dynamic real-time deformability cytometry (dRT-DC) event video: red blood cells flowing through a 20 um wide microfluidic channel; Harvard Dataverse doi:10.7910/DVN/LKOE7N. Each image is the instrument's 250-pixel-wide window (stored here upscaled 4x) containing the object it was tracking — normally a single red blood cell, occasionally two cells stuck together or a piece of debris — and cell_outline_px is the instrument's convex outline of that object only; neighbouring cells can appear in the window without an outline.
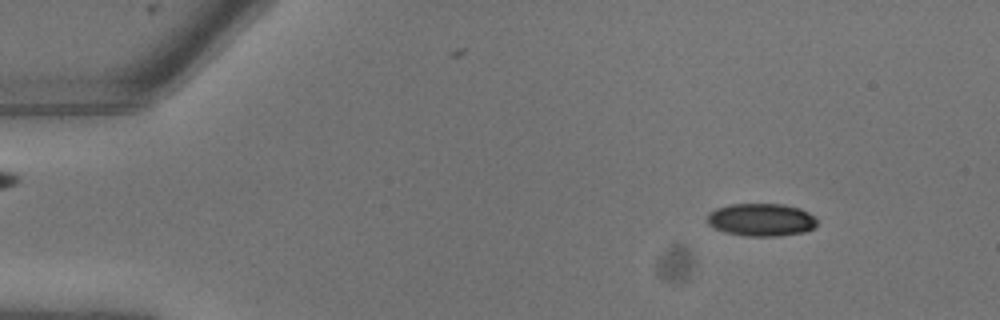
{"species": "common noctule bat (a hibernating species)", "species_latin": "Nyctalus noctula", "temperature_condition": "warm", "stored_images_in_passage": 9, "camera_frame_rate_fps": 3000, "um_per_image_px": 0.085, "animal": {"sex": "male", "body_mass_g": 13.3}, "frame": {"image": 1, "passage_image": 2, "time_ms": 0.333, "image_size_px": [1000, 320], "cell_outline_px": [[816, 224], [812, 228], [804, 232], [780, 236], [744, 236], [724, 232], [708, 224], [704, 220], [708, 212], [716, 208], [732, 204], [784, 204], [800, 208], [808, 212], [816, 220]], "centroid_in_image_um": [64.65, 18.68], "position_along_channel_um": 20.4, "area_um2": 21.1}}
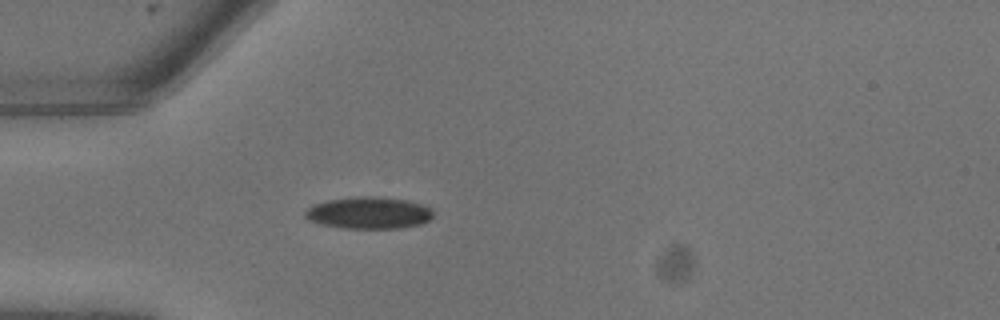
{"frame": {"image": 2, "passage_image": 6, "time_ms": 1.667, "image_size_px": [1000, 320], "cell_outline_px": [[432, 216], [428, 220], [420, 224], [400, 228], [344, 228], [320, 224], [308, 220], [304, 216], [304, 212], [312, 204], [328, 200], [356, 196], [372, 196], [408, 200], [424, 204], [432, 208]], "centroid_in_image_um": [31.33, 18.08], "position_along_channel_um": 53.7, "area_um2": 23.93}}
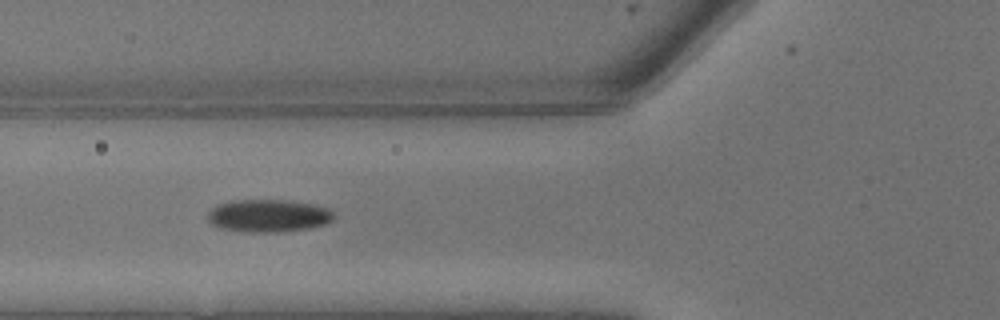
{"frame": {"image": 3, "passage_image": 8, "time_ms": 2.333, "image_size_px": [1000, 320], "cell_outline_px": [[336, 216], [332, 220], [324, 224], [308, 228], [280, 232], [248, 232], [216, 228], [208, 220], [208, 212], [212, 208], [220, 204], [232, 200], [284, 200], [312, 204], [328, 208]], "centroid_in_image_um": [22.79, 18.34], "position_along_channel_um": 103.0, "area_um2": 23.99}}